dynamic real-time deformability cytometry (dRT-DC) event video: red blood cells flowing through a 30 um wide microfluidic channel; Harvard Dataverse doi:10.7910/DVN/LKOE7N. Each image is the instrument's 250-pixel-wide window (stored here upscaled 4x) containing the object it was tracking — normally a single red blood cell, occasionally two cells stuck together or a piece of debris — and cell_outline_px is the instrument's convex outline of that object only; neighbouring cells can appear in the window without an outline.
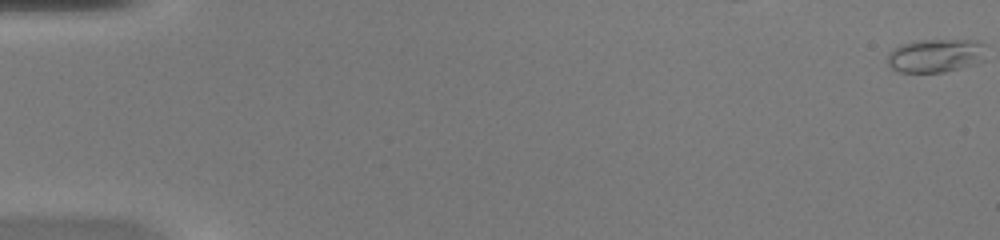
{"species": "common noctule bat (a hibernating species)", "species_latin": "Nyctalus noctula", "temperature_condition": "warm", "stored_images_in_passage": 51, "camera_frame_rate_fps": 3000, "um_per_image_px": 0.085, "animal": {"sex": "female", "body_mass_g": 20.0, "forearm_length_mm": 54.0}, "frame": {"image": 1, "passage_image": 1, "time_ms": 0.0, "image_size_px": [1000, 240], "cell_outline_px": [[984, 60], [976, 64], [944, 72], [900, 72], [892, 68], [888, 64], [888, 52], [892, 48], [900, 44], [920, 40], [980, 40], [984, 44]], "centroid_in_image_um": [79.53, 4.72], "position_along_channel_um": 5.5, "area_um2": 19.42}}
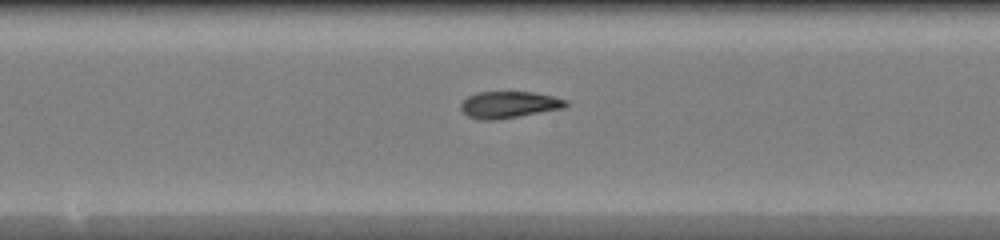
{"frame": {"image": 2, "passage_image": 28, "time_ms": 9.0, "image_size_px": [1000, 240], "cell_outline_px": [[568, 104], [564, 108], [496, 120], [480, 120], [468, 116], [460, 108], [460, 104], [468, 96], [476, 92], [532, 92], [552, 96], [568, 100]], "centroid_in_image_um": [43.25, 8.9], "position_along_channel_um": 204.9, "area_um2": 16.3}}
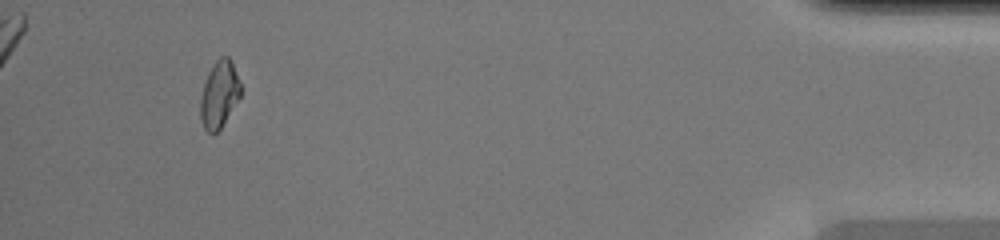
{"frame": {"image": 3, "passage_image": 48, "time_ms": 15.667, "image_size_px": [1000, 240], "cell_outline_px": [[240, 96], [220, 128], [216, 132], [208, 132], [204, 128], [200, 120], [200, 96], [208, 72], [216, 60], [220, 56], [228, 56], [232, 60], [240, 80]], "centroid_in_image_um": [18.63, 7.98], "position_along_channel_um": 416.6, "area_um2": 15.61}, "authors_computed_cell_mechanics": {"area_um2": 16.3574, "velocity_mm_per_s": 4.169, "shape_relaxation_time_tau1_ms": null, "shape_relaxation_time_tau2_ms": 3.7267, "deformation_change_tau1": null, "deformation_change_tau2": 0.0861}}